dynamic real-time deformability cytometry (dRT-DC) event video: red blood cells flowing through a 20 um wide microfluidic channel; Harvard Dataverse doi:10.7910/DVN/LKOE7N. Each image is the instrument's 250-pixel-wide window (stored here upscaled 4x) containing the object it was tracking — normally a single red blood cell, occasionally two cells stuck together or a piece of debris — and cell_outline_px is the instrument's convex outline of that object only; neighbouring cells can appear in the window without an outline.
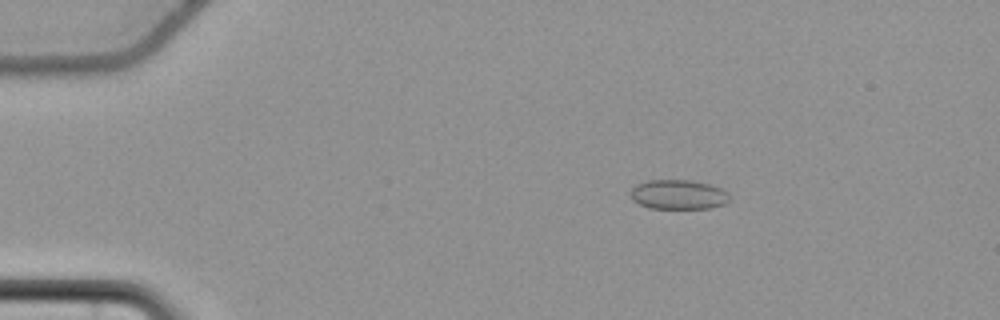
{"species": "common noctule bat (a hibernating species)", "species_latin": "Nyctalus noctula", "temperature_condition": "cold", "stored_images_in_passage": 59, "camera_frame_rate_fps": 3000, "um_per_image_px": 0.085, "animal": {"sex": "female", "body_mass_g": 22.7, "forearm_length_mm": 54.2}, "frame": {"image": 1, "passage_image": 12, "time_ms": 3.667, "image_size_px": [1000, 320], "cell_outline_px": [[728, 200], [724, 204], [712, 208], [648, 208], [632, 200], [632, 188], [636, 184], [648, 180], [692, 180], [708, 184], [720, 188], [728, 192]], "centroid_in_image_um": [57.65, 16.53], "position_along_channel_um": 27.3, "area_um2": 16.94}}
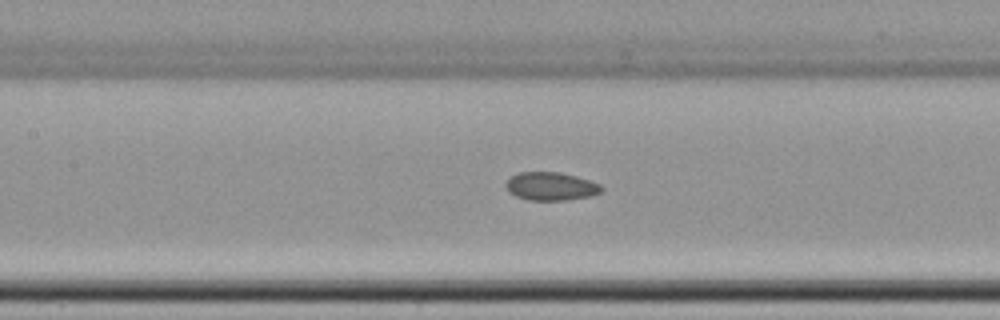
{"frame": {"image": 2, "passage_image": 29, "time_ms": 9.333, "image_size_px": [1000, 320], "cell_outline_px": [[604, 188], [600, 192], [592, 196], [568, 200], [528, 200], [516, 196], [508, 192], [504, 184], [512, 176], [520, 172], [560, 172], [576, 176], [600, 184]], "centroid_in_image_um": [46.83, 15.84], "position_along_channel_um": 160.6, "area_um2": 15.78}}
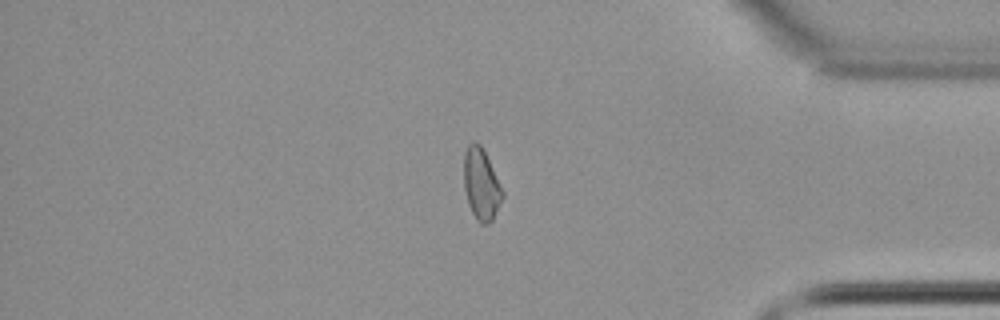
{"frame": {"image": 3, "passage_image": 50, "time_ms": 16.333, "image_size_px": [1000, 320], "cell_outline_px": [[504, 196], [492, 220], [488, 224], [480, 224], [476, 220], [468, 204], [464, 188], [464, 152], [468, 144], [472, 140], [476, 140], [480, 144], [504, 192]], "centroid_in_image_um": [40.89, 15.66], "position_along_channel_um": 394.3, "area_um2": 16.07}, "authors_computed_cell_mechanics": {"area_um2": 16.184, "velocity_mm_per_s": 3.6934, "shape_relaxation_time_tau1_ms": null, "shape_relaxation_time_tau2_ms": 9.3162, "deformation_change_tau1": null, "deformation_change_tau2": 0.1325}}